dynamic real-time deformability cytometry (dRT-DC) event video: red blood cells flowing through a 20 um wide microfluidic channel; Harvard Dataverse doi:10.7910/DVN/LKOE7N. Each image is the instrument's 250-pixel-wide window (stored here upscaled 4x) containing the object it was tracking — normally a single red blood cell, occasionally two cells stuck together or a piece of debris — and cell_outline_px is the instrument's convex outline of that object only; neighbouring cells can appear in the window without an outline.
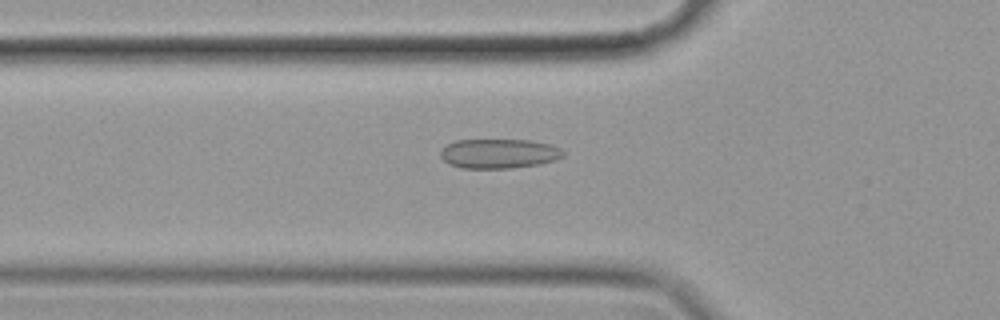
{"species": "common noctule bat (a hibernating species)", "species_latin": "Nyctalus noctula", "temperature_condition": "cold", "stored_images_in_passage": 4, "camera_frame_rate_fps": 3000, "um_per_image_px": 0.085, "animal": {"sex": "female", "body_mass_g": 19.9}, "frame": {"image": 1, "passage_image": 4, "time_ms": 1.0, "image_size_px": [1000, 320], "cell_outline_px": [[564, 156], [556, 160], [540, 164], [512, 168], [464, 168], [448, 164], [440, 156], [440, 152], [448, 144], [456, 140], [532, 140], [552, 144], [560, 148], [564, 152]], "centroid_in_image_um": [42.45, 13.05], "position_along_channel_um": 83.4, "area_um2": 21.21}}